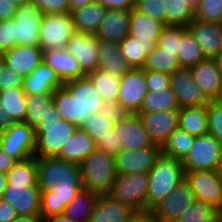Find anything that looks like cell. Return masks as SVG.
<instances>
[{
    "label": "cell",
    "instance_id": "cell-1",
    "mask_svg": "<svg viewBox=\"0 0 222 222\" xmlns=\"http://www.w3.org/2000/svg\"><path fill=\"white\" fill-rule=\"evenodd\" d=\"M77 129L76 125L59 116L53 104L34 128L36 136L34 156L37 158L55 157Z\"/></svg>",
    "mask_w": 222,
    "mask_h": 222
},
{
    "label": "cell",
    "instance_id": "cell-2",
    "mask_svg": "<svg viewBox=\"0 0 222 222\" xmlns=\"http://www.w3.org/2000/svg\"><path fill=\"white\" fill-rule=\"evenodd\" d=\"M184 178L182 161L161 154L148 172L147 211L169 195Z\"/></svg>",
    "mask_w": 222,
    "mask_h": 222
},
{
    "label": "cell",
    "instance_id": "cell-3",
    "mask_svg": "<svg viewBox=\"0 0 222 222\" xmlns=\"http://www.w3.org/2000/svg\"><path fill=\"white\" fill-rule=\"evenodd\" d=\"M83 189L98 196L108 195L117 173L114 157L96 148L81 164Z\"/></svg>",
    "mask_w": 222,
    "mask_h": 222
},
{
    "label": "cell",
    "instance_id": "cell-4",
    "mask_svg": "<svg viewBox=\"0 0 222 222\" xmlns=\"http://www.w3.org/2000/svg\"><path fill=\"white\" fill-rule=\"evenodd\" d=\"M148 173L134 172L117 175L109 196L133 207L137 212L147 211Z\"/></svg>",
    "mask_w": 222,
    "mask_h": 222
},
{
    "label": "cell",
    "instance_id": "cell-5",
    "mask_svg": "<svg viewBox=\"0 0 222 222\" xmlns=\"http://www.w3.org/2000/svg\"><path fill=\"white\" fill-rule=\"evenodd\" d=\"M222 162V144L211 134L195 137L192 148L182 160L184 172L218 170Z\"/></svg>",
    "mask_w": 222,
    "mask_h": 222
},
{
    "label": "cell",
    "instance_id": "cell-6",
    "mask_svg": "<svg viewBox=\"0 0 222 222\" xmlns=\"http://www.w3.org/2000/svg\"><path fill=\"white\" fill-rule=\"evenodd\" d=\"M38 187L52 190L59 182L82 183L80 165L57 157L37 158Z\"/></svg>",
    "mask_w": 222,
    "mask_h": 222
},
{
    "label": "cell",
    "instance_id": "cell-7",
    "mask_svg": "<svg viewBox=\"0 0 222 222\" xmlns=\"http://www.w3.org/2000/svg\"><path fill=\"white\" fill-rule=\"evenodd\" d=\"M36 136L33 126L14 122L8 129L0 131V149L15 161L34 156Z\"/></svg>",
    "mask_w": 222,
    "mask_h": 222
},
{
    "label": "cell",
    "instance_id": "cell-8",
    "mask_svg": "<svg viewBox=\"0 0 222 222\" xmlns=\"http://www.w3.org/2000/svg\"><path fill=\"white\" fill-rule=\"evenodd\" d=\"M75 32L70 12L44 14L39 33V47L43 51L65 48Z\"/></svg>",
    "mask_w": 222,
    "mask_h": 222
},
{
    "label": "cell",
    "instance_id": "cell-9",
    "mask_svg": "<svg viewBox=\"0 0 222 222\" xmlns=\"http://www.w3.org/2000/svg\"><path fill=\"white\" fill-rule=\"evenodd\" d=\"M195 200L214 206L222 213V179L219 170L185 172Z\"/></svg>",
    "mask_w": 222,
    "mask_h": 222
},
{
    "label": "cell",
    "instance_id": "cell-10",
    "mask_svg": "<svg viewBox=\"0 0 222 222\" xmlns=\"http://www.w3.org/2000/svg\"><path fill=\"white\" fill-rule=\"evenodd\" d=\"M44 12L33 2L17 7L14 15L16 45L39 46V33Z\"/></svg>",
    "mask_w": 222,
    "mask_h": 222
},
{
    "label": "cell",
    "instance_id": "cell-11",
    "mask_svg": "<svg viewBox=\"0 0 222 222\" xmlns=\"http://www.w3.org/2000/svg\"><path fill=\"white\" fill-rule=\"evenodd\" d=\"M194 201L195 197L190 184L184 178L150 212L155 222H175L180 214Z\"/></svg>",
    "mask_w": 222,
    "mask_h": 222
},
{
    "label": "cell",
    "instance_id": "cell-12",
    "mask_svg": "<svg viewBox=\"0 0 222 222\" xmlns=\"http://www.w3.org/2000/svg\"><path fill=\"white\" fill-rule=\"evenodd\" d=\"M161 154L162 147L157 144L138 150H121L114 157L116 173H148Z\"/></svg>",
    "mask_w": 222,
    "mask_h": 222
},
{
    "label": "cell",
    "instance_id": "cell-13",
    "mask_svg": "<svg viewBox=\"0 0 222 222\" xmlns=\"http://www.w3.org/2000/svg\"><path fill=\"white\" fill-rule=\"evenodd\" d=\"M170 83L180 108L208 105L211 101L196 84L190 68L176 70L170 75Z\"/></svg>",
    "mask_w": 222,
    "mask_h": 222
},
{
    "label": "cell",
    "instance_id": "cell-14",
    "mask_svg": "<svg viewBox=\"0 0 222 222\" xmlns=\"http://www.w3.org/2000/svg\"><path fill=\"white\" fill-rule=\"evenodd\" d=\"M82 189V183L59 182L52 190L41 191V220L44 222L52 216L63 214L65 207Z\"/></svg>",
    "mask_w": 222,
    "mask_h": 222
},
{
    "label": "cell",
    "instance_id": "cell-15",
    "mask_svg": "<svg viewBox=\"0 0 222 222\" xmlns=\"http://www.w3.org/2000/svg\"><path fill=\"white\" fill-rule=\"evenodd\" d=\"M65 49L77 59L85 75L98 69L99 39L95 34L75 31Z\"/></svg>",
    "mask_w": 222,
    "mask_h": 222
},
{
    "label": "cell",
    "instance_id": "cell-16",
    "mask_svg": "<svg viewBox=\"0 0 222 222\" xmlns=\"http://www.w3.org/2000/svg\"><path fill=\"white\" fill-rule=\"evenodd\" d=\"M147 94L145 70L132 69L121 77L118 102L129 112L136 114Z\"/></svg>",
    "mask_w": 222,
    "mask_h": 222
},
{
    "label": "cell",
    "instance_id": "cell-17",
    "mask_svg": "<svg viewBox=\"0 0 222 222\" xmlns=\"http://www.w3.org/2000/svg\"><path fill=\"white\" fill-rule=\"evenodd\" d=\"M2 199L14 207L17 215L40 217L41 191L38 186L7 184Z\"/></svg>",
    "mask_w": 222,
    "mask_h": 222
},
{
    "label": "cell",
    "instance_id": "cell-18",
    "mask_svg": "<svg viewBox=\"0 0 222 222\" xmlns=\"http://www.w3.org/2000/svg\"><path fill=\"white\" fill-rule=\"evenodd\" d=\"M178 112L165 110L136 114L140 116L151 142L163 147L170 135L178 129Z\"/></svg>",
    "mask_w": 222,
    "mask_h": 222
},
{
    "label": "cell",
    "instance_id": "cell-19",
    "mask_svg": "<svg viewBox=\"0 0 222 222\" xmlns=\"http://www.w3.org/2000/svg\"><path fill=\"white\" fill-rule=\"evenodd\" d=\"M63 86L80 105V127L88 116L99 113L104 101L87 76L66 81Z\"/></svg>",
    "mask_w": 222,
    "mask_h": 222
},
{
    "label": "cell",
    "instance_id": "cell-20",
    "mask_svg": "<svg viewBox=\"0 0 222 222\" xmlns=\"http://www.w3.org/2000/svg\"><path fill=\"white\" fill-rule=\"evenodd\" d=\"M115 134L120 139L122 150H138L153 144L138 114H129L122 121L117 122Z\"/></svg>",
    "mask_w": 222,
    "mask_h": 222
},
{
    "label": "cell",
    "instance_id": "cell-21",
    "mask_svg": "<svg viewBox=\"0 0 222 222\" xmlns=\"http://www.w3.org/2000/svg\"><path fill=\"white\" fill-rule=\"evenodd\" d=\"M187 29L201 45L206 58L215 59L222 51V24L194 18Z\"/></svg>",
    "mask_w": 222,
    "mask_h": 222
},
{
    "label": "cell",
    "instance_id": "cell-22",
    "mask_svg": "<svg viewBox=\"0 0 222 222\" xmlns=\"http://www.w3.org/2000/svg\"><path fill=\"white\" fill-rule=\"evenodd\" d=\"M63 85L57 73L42 61L29 75L24 76L22 89L26 96L54 94Z\"/></svg>",
    "mask_w": 222,
    "mask_h": 222
},
{
    "label": "cell",
    "instance_id": "cell-23",
    "mask_svg": "<svg viewBox=\"0 0 222 222\" xmlns=\"http://www.w3.org/2000/svg\"><path fill=\"white\" fill-rule=\"evenodd\" d=\"M43 52L39 46L15 45L4 51L5 65L27 76L43 61Z\"/></svg>",
    "mask_w": 222,
    "mask_h": 222
},
{
    "label": "cell",
    "instance_id": "cell-24",
    "mask_svg": "<svg viewBox=\"0 0 222 222\" xmlns=\"http://www.w3.org/2000/svg\"><path fill=\"white\" fill-rule=\"evenodd\" d=\"M137 211L109 195L99 196L88 222H127Z\"/></svg>",
    "mask_w": 222,
    "mask_h": 222
},
{
    "label": "cell",
    "instance_id": "cell-25",
    "mask_svg": "<svg viewBox=\"0 0 222 222\" xmlns=\"http://www.w3.org/2000/svg\"><path fill=\"white\" fill-rule=\"evenodd\" d=\"M130 31V11L107 9L95 36L99 40L121 42Z\"/></svg>",
    "mask_w": 222,
    "mask_h": 222
},
{
    "label": "cell",
    "instance_id": "cell-26",
    "mask_svg": "<svg viewBox=\"0 0 222 222\" xmlns=\"http://www.w3.org/2000/svg\"><path fill=\"white\" fill-rule=\"evenodd\" d=\"M43 61L57 73L63 83L86 76L77 59L65 48L44 51Z\"/></svg>",
    "mask_w": 222,
    "mask_h": 222
},
{
    "label": "cell",
    "instance_id": "cell-27",
    "mask_svg": "<svg viewBox=\"0 0 222 222\" xmlns=\"http://www.w3.org/2000/svg\"><path fill=\"white\" fill-rule=\"evenodd\" d=\"M98 69L121 78L133 68L122 56L119 42L99 40Z\"/></svg>",
    "mask_w": 222,
    "mask_h": 222
},
{
    "label": "cell",
    "instance_id": "cell-28",
    "mask_svg": "<svg viewBox=\"0 0 222 222\" xmlns=\"http://www.w3.org/2000/svg\"><path fill=\"white\" fill-rule=\"evenodd\" d=\"M190 71L196 84L210 100H213L222 83V75L215 59L206 58L196 66L191 67Z\"/></svg>",
    "mask_w": 222,
    "mask_h": 222
},
{
    "label": "cell",
    "instance_id": "cell-29",
    "mask_svg": "<svg viewBox=\"0 0 222 222\" xmlns=\"http://www.w3.org/2000/svg\"><path fill=\"white\" fill-rule=\"evenodd\" d=\"M95 149V141L78 127L55 157L80 165Z\"/></svg>",
    "mask_w": 222,
    "mask_h": 222
},
{
    "label": "cell",
    "instance_id": "cell-30",
    "mask_svg": "<svg viewBox=\"0 0 222 222\" xmlns=\"http://www.w3.org/2000/svg\"><path fill=\"white\" fill-rule=\"evenodd\" d=\"M107 9L97 1L70 11L75 31L96 34Z\"/></svg>",
    "mask_w": 222,
    "mask_h": 222
},
{
    "label": "cell",
    "instance_id": "cell-31",
    "mask_svg": "<svg viewBox=\"0 0 222 222\" xmlns=\"http://www.w3.org/2000/svg\"><path fill=\"white\" fill-rule=\"evenodd\" d=\"M178 128L195 137L208 133V105L181 107Z\"/></svg>",
    "mask_w": 222,
    "mask_h": 222
},
{
    "label": "cell",
    "instance_id": "cell-32",
    "mask_svg": "<svg viewBox=\"0 0 222 222\" xmlns=\"http://www.w3.org/2000/svg\"><path fill=\"white\" fill-rule=\"evenodd\" d=\"M164 26L160 21L134 8L130 11L129 36L140 41L158 42Z\"/></svg>",
    "mask_w": 222,
    "mask_h": 222
},
{
    "label": "cell",
    "instance_id": "cell-33",
    "mask_svg": "<svg viewBox=\"0 0 222 222\" xmlns=\"http://www.w3.org/2000/svg\"><path fill=\"white\" fill-rule=\"evenodd\" d=\"M178 51L163 50L158 44L147 53L142 69L160 71L169 75L180 69Z\"/></svg>",
    "mask_w": 222,
    "mask_h": 222
},
{
    "label": "cell",
    "instance_id": "cell-34",
    "mask_svg": "<svg viewBox=\"0 0 222 222\" xmlns=\"http://www.w3.org/2000/svg\"><path fill=\"white\" fill-rule=\"evenodd\" d=\"M98 197L97 194L82 189L65 207L63 214L75 222H88Z\"/></svg>",
    "mask_w": 222,
    "mask_h": 222
},
{
    "label": "cell",
    "instance_id": "cell-35",
    "mask_svg": "<svg viewBox=\"0 0 222 222\" xmlns=\"http://www.w3.org/2000/svg\"><path fill=\"white\" fill-rule=\"evenodd\" d=\"M119 44L124 59L136 69L143 67L147 53L157 45V42L140 41L138 38L127 36Z\"/></svg>",
    "mask_w": 222,
    "mask_h": 222
},
{
    "label": "cell",
    "instance_id": "cell-36",
    "mask_svg": "<svg viewBox=\"0 0 222 222\" xmlns=\"http://www.w3.org/2000/svg\"><path fill=\"white\" fill-rule=\"evenodd\" d=\"M0 105L14 122H23L27 101L22 88H10L0 92Z\"/></svg>",
    "mask_w": 222,
    "mask_h": 222
},
{
    "label": "cell",
    "instance_id": "cell-37",
    "mask_svg": "<svg viewBox=\"0 0 222 222\" xmlns=\"http://www.w3.org/2000/svg\"><path fill=\"white\" fill-rule=\"evenodd\" d=\"M8 184H24L25 186H38L37 157L16 161L6 173Z\"/></svg>",
    "mask_w": 222,
    "mask_h": 222
},
{
    "label": "cell",
    "instance_id": "cell-38",
    "mask_svg": "<svg viewBox=\"0 0 222 222\" xmlns=\"http://www.w3.org/2000/svg\"><path fill=\"white\" fill-rule=\"evenodd\" d=\"M180 107L171 87L157 92L147 91L143 98L140 110L137 113H149L153 111H179Z\"/></svg>",
    "mask_w": 222,
    "mask_h": 222
},
{
    "label": "cell",
    "instance_id": "cell-39",
    "mask_svg": "<svg viewBox=\"0 0 222 222\" xmlns=\"http://www.w3.org/2000/svg\"><path fill=\"white\" fill-rule=\"evenodd\" d=\"M86 76L92 81L103 101L118 102L120 77L100 69Z\"/></svg>",
    "mask_w": 222,
    "mask_h": 222
},
{
    "label": "cell",
    "instance_id": "cell-40",
    "mask_svg": "<svg viewBox=\"0 0 222 222\" xmlns=\"http://www.w3.org/2000/svg\"><path fill=\"white\" fill-rule=\"evenodd\" d=\"M177 56L181 68H191L206 59L201 45L188 29L182 34Z\"/></svg>",
    "mask_w": 222,
    "mask_h": 222
},
{
    "label": "cell",
    "instance_id": "cell-41",
    "mask_svg": "<svg viewBox=\"0 0 222 222\" xmlns=\"http://www.w3.org/2000/svg\"><path fill=\"white\" fill-rule=\"evenodd\" d=\"M54 105L62 119L80 127V105L64 86L55 90Z\"/></svg>",
    "mask_w": 222,
    "mask_h": 222
},
{
    "label": "cell",
    "instance_id": "cell-42",
    "mask_svg": "<svg viewBox=\"0 0 222 222\" xmlns=\"http://www.w3.org/2000/svg\"><path fill=\"white\" fill-rule=\"evenodd\" d=\"M26 101L27 109L23 122L35 128L54 104V94L28 95Z\"/></svg>",
    "mask_w": 222,
    "mask_h": 222
},
{
    "label": "cell",
    "instance_id": "cell-43",
    "mask_svg": "<svg viewBox=\"0 0 222 222\" xmlns=\"http://www.w3.org/2000/svg\"><path fill=\"white\" fill-rule=\"evenodd\" d=\"M175 222H222V213L214 206L195 200Z\"/></svg>",
    "mask_w": 222,
    "mask_h": 222
},
{
    "label": "cell",
    "instance_id": "cell-44",
    "mask_svg": "<svg viewBox=\"0 0 222 222\" xmlns=\"http://www.w3.org/2000/svg\"><path fill=\"white\" fill-rule=\"evenodd\" d=\"M195 136L176 129L162 147V154L174 159L183 160L192 148Z\"/></svg>",
    "mask_w": 222,
    "mask_h": 222
},
{
    "label": "cell",
    "instance_id": "cell-45",
    "mask_svg": "<svg viewBox=\"0 0 222 222\" xmlns=\"http://www.w3.org/2000/svg\"><path fill=\"white\" fill-rule=\"evenodd\" d=\"M195 18V8L185 0H166V25L187 27Z\"/></svg>",
    "mask_w": 222,
    "mask_h": 222
},
{
    "label": "cell",
    "instance_id": "cell-46",
    "mask_svg": "<svg viewBox=\"0 0 222 222\" xmlns=\"http://www.w3.org/2000/svg\"><path fill=\"white\" fill-rule=\"evenodd\" d=\"M81 128L95 141L102 140L115 132V123L102 117L100 113L88 116Z\"/></svg>",
    "mask_w": 222,
    "mask_h": 222
},
{
    "label": "cell",
    "instance_id": "cell-47",
    "mask_svg": "<svg viewBox=\"0 0 222 222\" xmlns=\"http://www.w3.org/2000/svg\"><path fill=\"white\" fill-rule=\"evenodd\" d=\"M195 18L222 24V0H199L195 7Z\"/></svg>",
    "mask_w": 222,
    "mask_h": 222
},
{
    "label": "cell",
    "instance_id": "cell-48",
    "mask_svg": "<svg viewBox=\"0 0 222 222\" xmlns=\"http://www.w3.org/2000/svg\"><path fill=\"white\" fill-rule=\"evenodd\" d=\"M187 30L184 26L165 25L157 44L163 50L178 51L182 40V34Z\"/></svg>",
    "mask_w": 222,
    "mask_h": 222
},
{
    "label": "cell",
    "instance_id": "cell-49",
    "mask_svg": "<svg viewBox=\"0 0 222 222\" xmlns=\"http://www.w3.org/2000/svg\"><path fill=\"white\" fill-rule=\"evenodd\" d=\"M134 9L166 25V0H135Z\"/></svg>",
    "mask_w": 222,
    "mask_h": 222
},
{
    "label": "cell",
    "instance_id": "cell-50",
    "mask_svg": "<svg viewBox=\"0 0 222 222\" xmlns=\"http://www.w3.org/2000/svg\"><path fill=\"white\" fill-rule=\"evenodd\" d=\"M208 133L222 144V106L212 100L208 104Z\"/></svg>",
    "mask_w": 222,
    "mask_h": 222
},
{
    "label": "cell",
    "instance_id": "cell-51",
    "mask_svg": "<svg viewBox=\"0 0 222 222\" xmlns=\"http://www.w3.org/2000/svg\"><path fill=\"white\" fill-rule=\"evenodd\" d=\"M147 91L157 92L170 87V75L160 71H145Z\"/></svg>",
    "mask_w": 222,
    "mask_h": 222
},
{
    "label": "cell",
    "instance_id": "cell-52",
    "mask_svg": "<svg viewBox=\"0 0 222 222\" xmlns=\"http://www.w3.org/2000/svg\"><path fill=\"white\" fill-rule=\"evenodd\" d=\"M23 76L4 65L0 70V92L10 88H22Z\"/></svg>",
    "mask_w": 222,
    "mask_h": 222
},
{
    "label": "cell",
    "instance_id": "cell-53",
    "mask_svg": "<svg viewBox=\"0 0 222 222\" xmlns=\"http://www.w3.org/2000/svg\"><path fill=\"white\" fill-rule=\"evenodd\" d=\"M15 45L14 20H0V50H8Z\"/></svg>",
    "mask_w": 222,
    "mask_h": 222
},
{
    "label": "cell",
    "instance_id": "cell-54",
    "mask_svg": "<svg viewBox=\"0 0 222 222\" xmlns=\"http://www.w3.org/2000/svg\"><path fill=\"white\" fill-rule=\"evenodd\" d=\"M99 113L102 117L110 119L115 124L129 115V112L119 102L106 101L103 102Z\"/></svg>",
    "mask_w": 222,
    "mask_h": 222
},
{
    "label": "cell",
    "instance_id": "cell-55",
    "mask_svg": "<svg viewBox=\"0 0 222 222\" xmlns=\"http://www.w3.org/2000/svg\"><path fill=\"white\" fill-rule=\"evenodd\" d=\"M44 14L70 12L69 0H31Z\"/></svg>",
    "mask_w": 222,
    "mask_h": 222
},
{
    "label": "cell",
    "instance_id": "cell-56",
    "mask_svg": "<svg viewBox=\"0 0 222 222\" xmlns=\"http://www.w3.org/2000/svg\"><path fill=\"white\" fill-rule=\"evenodd\" d=\"M96 148L113 157H115L122 150L120 139L115 132L111 133L110 136H107L102 140H98L96 142Z\"/></svg>",
    "mask_w": 222,
    "mask_h": 222
},
{
    "label": "cell",
    "instance_id": "cell-57",
    "mask_svg": "<svg viewBox=\"0 0 222 222\" xmlns=\"http://www.w3.org/2000/svg\"><path fill=\"white\" fill-rule=\"evenodd\" d=\"M106 9L131 11L134 8L135 0H95Z\"/></svg>",
    "mask_w": 222,
    "mask_h": 222
},
{
    "label": "cell",
    "instance_id": "cell-58",
    "mask_svg": "<svg viewBox=\"0 0 222 222\" xmlns=\"http://www.w3.org/2000/svg\"><path fill=\"white\" fill-rule=\"evenodd\" d=\"M14 207L7 201L0 199V222H13L17 217Z\"/></svg>",
    "mask_w": 222,
    "mask_h": 222
},
{
    "label": "cell",
    "instance_id": "cell-59",
    "mask_svg": "<svg viewBox=\"0 0 222 222\" xmlns=\"http://www.w3.org/2000/svg\"><path fill=\"white\" fill-rule=\"evenodd\" d=\"M17 6L10 0H0V20L13 19Z\"/></svg>",
    "mask_w": 222,
    "mask_h": 222
},
{
    "label": "cell",
    "instance_id": "cell-60",
    "mask_svg": "<svg viewBox=\"0 0 222 222\" xmlns=\"http://www.w3.org/2000/svg\"><path fill=\"white\" fill-rule=\"evenodd\" d=\"M15 160L0 149V172L7 173L15 164Z\"/></svg>",
    "mask_w": 222,
    "mask_h": 222
},
{
    "label": "cell",
    "instance_id": "cell-61",
    "mask_svg": "<svg viewBox=\"0 0 222 222\" xmlns=\"http://www.w3.org/2000/svg\"><path fill=\"white\" fill-rule=\"evenodd\" d=\"M127 222H155L150 211H140L134 214Z\"/></svg>",
    "mask_w": 222,
    "mask_h": 222
},
{
    "label": "cell",
    "instance_id": "cell-62",
    "mask_svg": "<svg viewBox=\"0 0 222 222\" xmlns=\"http://www.w3.org/2000/svg\"><path fill=\"white\" fill-rule=\"evenodd\" d=\"M14 121L5 114V110L0 105V131L8 129Z\"/></svg>",
    "mask_w": 222,
    "mask_h": 222
},
{
    "label": "cell",
    "instance_id": "cell-63",
    "mask_svg": "<svg viewBox=\"0 0 222 222\" xmlns=\"http://www.w3.org/2000/svg\"><path fill=\"white\" fill-rule=\"evenodd\" d=\"M95 0H69L70 11L81 8Z\"/></svg>",
    "mask_w": 222,
    "mask_h": 222
},
{
    "label": "cell",
    "instance_id": "cell-64",
    "mask_svg": "<svg viewBox=\"0 0 222 222\" xmlns=\"http://www.w3.org/2000/svg\"><path fill=\"white\" fill-rule=\"evenodd\" d=\"M44 222H75V221L65 216L64 214H60V215L52 216L48 218L47 220H45Z\"/></svg>",
    "mask_w": 222,
    "mask_h": 222
},
{
    "label": "cell",
    "instance_id": "cell-65",
    "mask_svg": "<svg viewBox=\"0 0 222 222\" xmlns=\"http://www.w3.org/2000/svg\"><path fill=\"white\" fill-rule=\"evenodd\" d=\"M13 222H43L41 217L21 216L18 215Z\"/></svg>",
    "mask_w": 222,
    "mask_h": 222
},
{
    "label": "cell",
    "instance_id": "cell-66",
    "mask_svg": "<svg viewBox=\"0 0 222 222\" xmlns=\"http://www.w3.org/2000/svg\"><path fill=\"white\" fill-rule=\"evenodd\" d=\"M7 174L0 172V199L3 196V193L7 187Z\"/></svg>",
    "mask_w": 222,
    "mask_h": 222
},
{
    "label": "cell",
    "instance_id": "cell-67",
    "mask_svg": "<svg viewBox=\"0 0 222 222\" xmlns=\"http://www.w3.org/2000/svg\"><path fill=\"white\" fill-rule=\"evenodd\" d=\"M212 101L222 106V83L217 95L214 97Z\"/></svg>",
    "mask_w": 222,
    "mask_h": 222
},
{
    "label": "cell",
    "instance_id": "cell-68",
    "mask_svg": "<svg viewBox=\"0 0 222 222\" xmlns=\"http://www.w3.org/2000/svg\"><path fill=\"white\" fill-rule=\"evenodd\" d=\"M215 61L218 66V70L220 74L222 75V51L217 55V57L215 58Z\"/></svg>",
    "mask_w": 222,
    "mask_h": 222
},
{
    "label": "cell",
    "instance_id": "cell-69",
    "mask_svg": "<svg viewBox=\"0 0 222 222\" xmlns=\"http://www.w3.org/2000/svg\"><path fill=\"white\" fill-rule=\"evenodd\" d=\"M14 5L21 6L23 4L31 2V0H10Z\"/></svg>",
    "mask_w": 222,
    "mask_h": 222
},
{
    "label": "cell",
    "instance_id": "cell-70",
    "mask_svg": "<svg viewBox=\"0 0 222 222\" xmlns=\"http://www.w3.org/2000/svg\"><path fill=\"white\" fill-rule=\"evenodd\" d=\"M5 60H4V51L0 50V70L4 67Z\"/></svg>",
    "mask_w": 222,
    "mask_h": 222
},
{
    "label": "cell",
    "instance_id": "cell-71",
    "mask_svg": "<svg viewBox=\"0 0 222 222\" xmlns=\"http://www.w3.org/2000/svg\"><path fill=\"white\" fill-rule=\"evenodd\" d=\"M187 1L192 7H196L199 3V0H185Z\"/></svg>",
    "mask_w": 222,
    "mask_h": 222
},
{
    "label": "cell",
    "instance_id": "cell-72",
    "mask_svg": "<svg viewBox=\"0 0 222 222\" xmlns=\"http://www.w3.org/2000/svg\"><path fill=\"white\" fill-rule=\"evenodd\" d=\"M218 170H219V173H220V176H221V179H222V162H221V165H220Z\"/></svg>",
    "mask_w": 222,
    "mask_h": 222
}]
</instances>
